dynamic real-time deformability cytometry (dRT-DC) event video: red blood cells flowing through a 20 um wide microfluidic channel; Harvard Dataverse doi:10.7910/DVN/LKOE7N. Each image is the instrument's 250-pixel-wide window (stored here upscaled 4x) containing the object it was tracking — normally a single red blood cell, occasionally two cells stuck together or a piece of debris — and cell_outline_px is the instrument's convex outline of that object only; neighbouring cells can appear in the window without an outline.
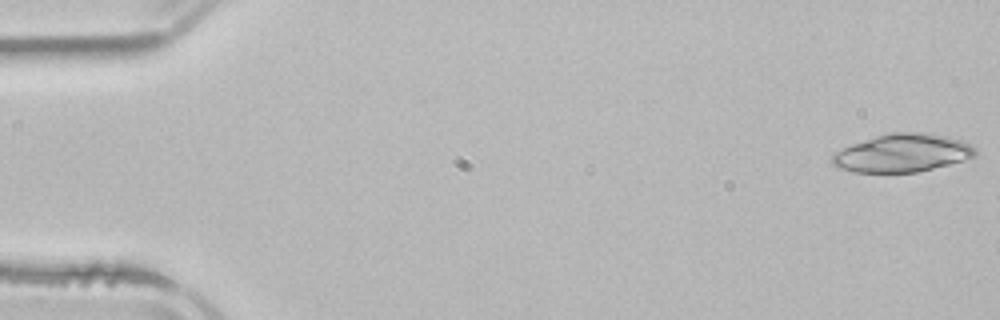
{"species": "common noctule bat (a hibernating species)", "species_latin": "Nyctalus noctula", "temperature_condition": "room temperature", "stored_images_in_passage": 5, "segment_of_instrument_passage": [1, 2], "camera_frame_rate_fps": 3000, "um_per_image_px": 0.085, "animal": {"sex": "male", "body_mass_g": 21.5, "forearm_length_mm": 52.0}, "frame": {"image": 1, "passage_image": 1, "time_ms": 0.0, "image_size_px": [1000, 320], "cell_outline_px": [[976, 156], [964, 160], [916, 172], [852, 172], [836, 168], [832, 164], [832, 156], [836, 152], [852, 144], [888, 132], [920, 132], [944, 136], [960, 140], [972, 144], [976, 148]], "centroid_in_image_um": [76.7, 13.01], "position_along_channel_um": 8.3, "area_um2": 31.56}}